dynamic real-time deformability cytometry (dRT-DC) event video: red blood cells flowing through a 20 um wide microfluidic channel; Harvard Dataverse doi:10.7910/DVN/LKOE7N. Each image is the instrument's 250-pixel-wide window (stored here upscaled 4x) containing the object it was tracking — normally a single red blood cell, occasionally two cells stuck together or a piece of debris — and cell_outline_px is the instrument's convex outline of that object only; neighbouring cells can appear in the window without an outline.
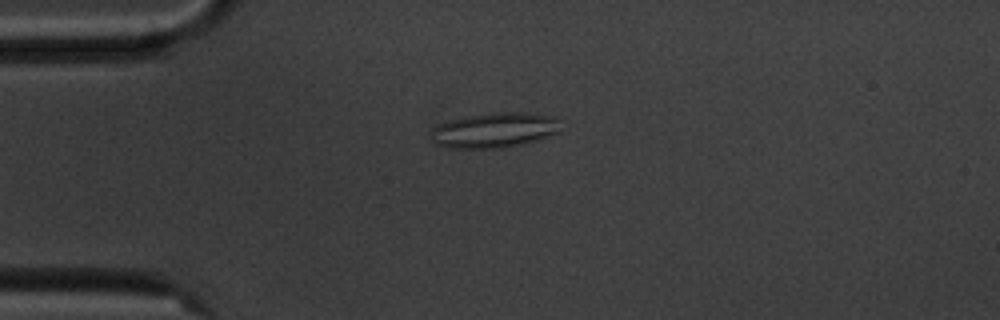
{"species": "common noctule bat (a hibernating species)", "species_latin": "Nyctalus noctula", "temperature_condition": "cold", "stored_images_in_passage": 56, "camera_frame_rate_fps": 3000, "um_per_image_px": 0.085, "animal": {"sex": "male", "body_mass_g": 20.1, "forearm_length_mm": 53.5}, "frame": {"image": 1, "passage_image": 14, "time_ms": 4.333, "image_size_px": [1000, 320], "cell_outline_px": [[560, 132], [524, 144], [500, 148], [452, 148], [436, 144], [432, 140], [436, 128], [440, 124], [448, 120], [468, 116], [492, 112], [520, 112], [556, 116]], "centroid_in_image_um": [42.08, 11.06], "position_along_channel_um": 42.9, "area_um2": 26.24}}
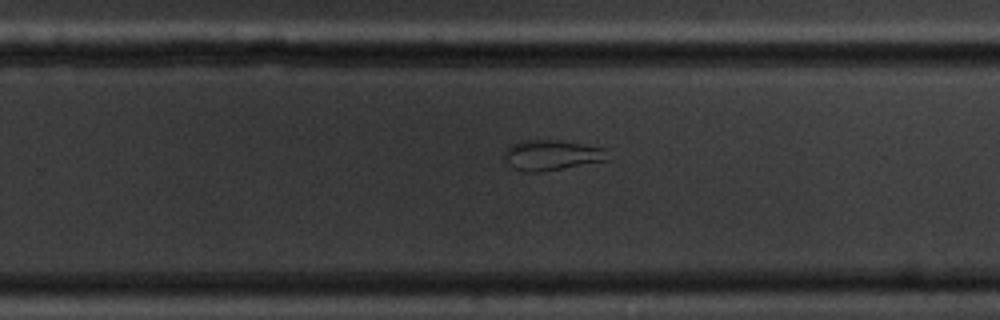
{"frame": {"image": 2, "passage_image": 36, "time_ms": 11.667, "image_size_px": [1000, 320], "cell_outline_px": [[608, 160], [540, 172], [524, 172], [512, 168], [504, 156], [504, 152], [512, 144], [524, 140], [560, 140], [604, 148]], "centroid_in_image_um": [46.86, 13.19], "position_along_channel_um": 282.9, "area_um2": 18.03}}
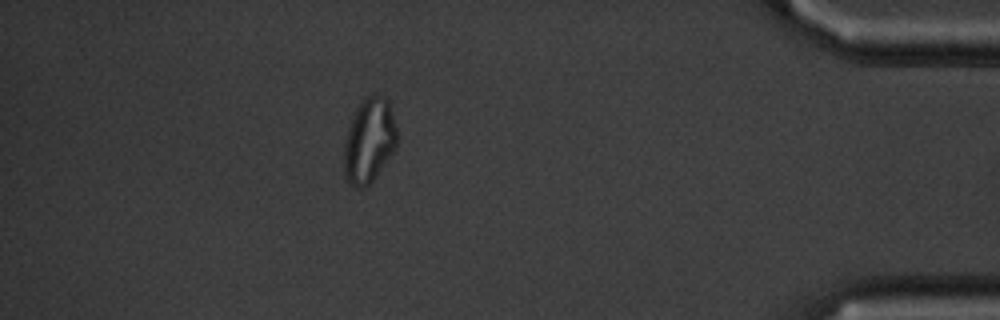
{"frame": {"image": 3, "passage_image": 50, "time_ms": 16.333, "image_size_px": [1000, 320], "cell_outline_px": [[400, 140], [396, 148], [376, 176], [364, 188], [356, 188], [348, 184], [344, 176], [344, 144], [348, 128], [352, 116], [356, 108], [372, 92], [376, 92], [384, 96], [388, 100], [400, 136]], "centroid_in_image_um": [31.41, 11.94], "position_along_channel_um": 403.8, "area_um2": 26.76}, "authors_computed_cell_mechanics": {"area_um2": 24.9696, "velocity_mm_per_s": 3.5555, "shape_relaxation_time_tau1_ms": null, "shape_relaxation_time_tau2_ms": 3.2498, "deformation_change_tau1": null, "deformation_change_tau2": 0.0685}}